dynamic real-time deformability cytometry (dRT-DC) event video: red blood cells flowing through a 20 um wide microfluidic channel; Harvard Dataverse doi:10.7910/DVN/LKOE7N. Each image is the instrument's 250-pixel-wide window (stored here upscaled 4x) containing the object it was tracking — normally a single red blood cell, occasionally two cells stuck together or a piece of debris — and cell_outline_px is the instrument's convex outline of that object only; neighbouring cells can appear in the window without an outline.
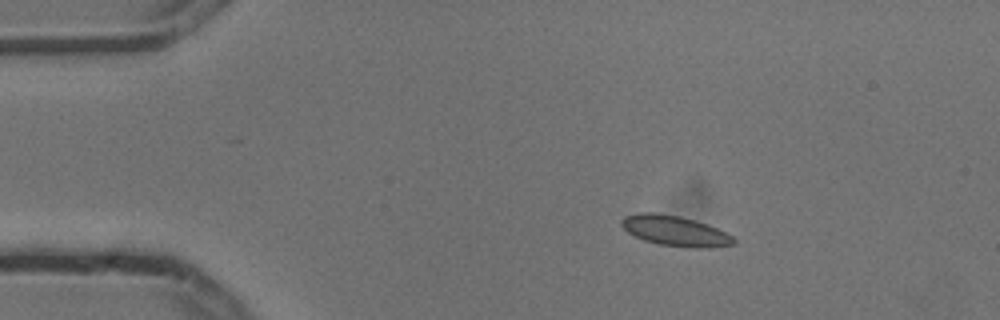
{"species": "common noctule bat (a hibernating species)", "species_latin": "Nyctalus noctula", "temperature_condition": "cold", "stored_images_in_passage": 4, "camera_frame_rate_fps": 3000, "um_per_image_px": 0.085, "animal": {"sex": "male", "body_mass_g": 13.3}, "frame": {"image": 1, "passage_image": 2, "time_ms": 0.333, "image_size_px": [1000, 320], "cell_outline_px": [[736, 244], [712, 248], [688, 248], [656, 244], [644, 240], [628, 232], [620, 224], [620, 220], [624, 216], [640, 212], [656, 212], [680, 216], [696, 220], [716, 228], [732, 236], [736, 240]], "centroid_in_image_um": [57.38, 19.63], "position_along_channel_um": 27.6, "area_um2": 20.06}}